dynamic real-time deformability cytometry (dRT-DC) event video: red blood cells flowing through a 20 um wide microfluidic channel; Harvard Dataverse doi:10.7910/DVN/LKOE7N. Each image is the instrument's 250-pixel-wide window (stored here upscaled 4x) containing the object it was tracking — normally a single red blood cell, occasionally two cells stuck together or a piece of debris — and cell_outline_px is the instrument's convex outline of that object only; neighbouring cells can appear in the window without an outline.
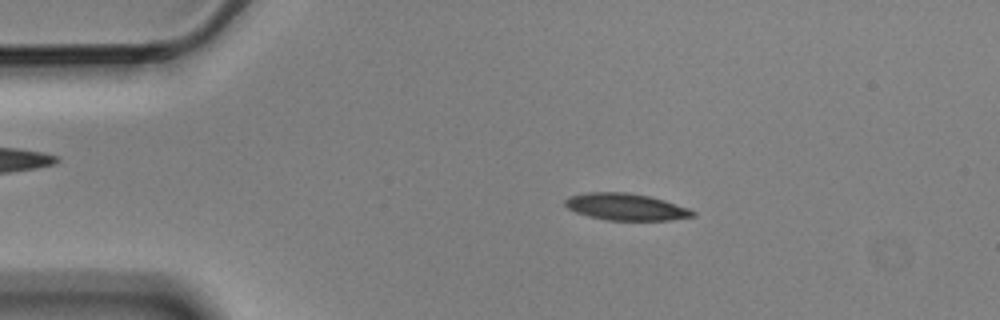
{"species": "Egyptian fruit bat (a non-hibernating species)", "species_latin": "Rousettus aegyptiacus", "temperature_condition": "cold", "stored_images_in_passage": 5, "camera_frame_rate_fps": 3000, "um_per_image_px": 0.085, "animal": {"sex": "male"}, "frame": {"image": 1, "passage_image": 3, "time_ms": 0.667, "image_size_px": [1000, 320], "cell_outline_px": [[696, 216], [672, 220], [608, 220], [588, 216], [576, 212], [568, 208], [564, 204], [564, 200], [568, 196], [588, 192], [628, 192], [648, 196], [664, 200], [688, 208], [696, 212]], "centroid_in_image_um": [53.2, 17.58], "position_along_channel_um": 31.8, "area_um2": 20.0}}
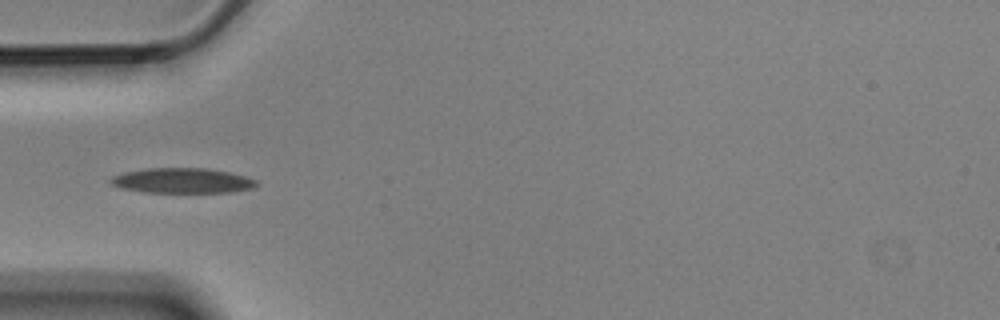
{"frame": {"image": 2, "passage_image": 5, "time_ms": 1.333, "image_size_px": [1000, 320], "cell_outline_px": [[260, 184], [252, 188], [232, 192], [144, 192], [120, 188], [112, 184], [108, 180], [112, 176], [124, 172], [144, 168], [208, 168], [228, 172], [244, 176], [256, 180]], "centroid_in_image_um": [15.47, 15.35], "position_along_channel_um": 69.5, "area_um2": 21.39}}